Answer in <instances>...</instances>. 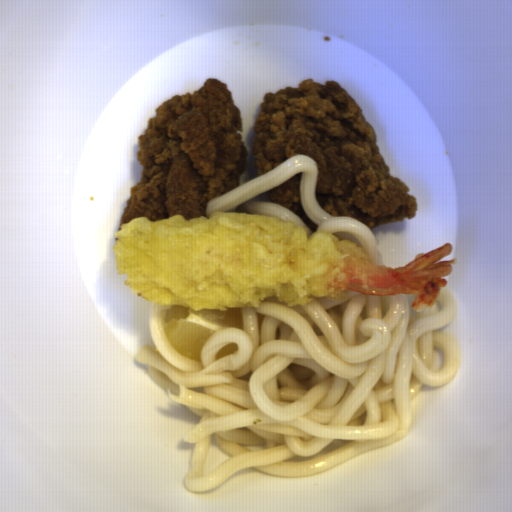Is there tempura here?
Here are the masks:
<instances>
[{
    "instance_id": "8679c707",
    "label": "tempura",
    "mask_w": 512,
    "mask_h": 512,
    "mask_svg": "<svg viewBox=\"0 0 512 512\" xmlns=\"http://www.w3.org/2000/svg\"><path fill=\"white\" fill-rule=\"evenodd\" d=\"M117 275L151 304L192 311L259 309L268 297L288 307L314 299L343 301L416 294L413 309L435 305L457 259L446 243L393 268L353 241L326 231L308 236L293 221L243 212L186 220L139 216L121 225L112 245Z\"/></svg>"
}]
</instances>
